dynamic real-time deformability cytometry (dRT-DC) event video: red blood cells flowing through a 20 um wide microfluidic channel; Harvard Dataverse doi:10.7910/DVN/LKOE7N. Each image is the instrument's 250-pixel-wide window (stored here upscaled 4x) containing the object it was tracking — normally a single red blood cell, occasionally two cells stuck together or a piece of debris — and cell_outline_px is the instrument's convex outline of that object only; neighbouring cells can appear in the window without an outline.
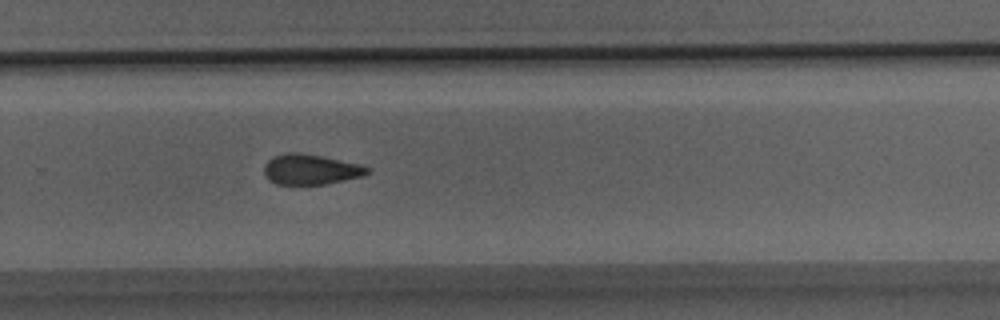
{"species": "Egyptian fruit bat (a non-hibernating species)", "species_latin": "Rousettus aegyptiacus", "temperature_condition": "room temperature", "stored_images_in_passage": 21, "camera_frame_rate_fps": 3000, "um_per_image_px": 0.085, "animal": {"sex": "male"}, "frame": {"image": 1, "passage_image": 21, "time_ms": 6.667, "image_size_px": [1000, 320], "cell_outline_px": [[372, 172], [364, 176], [324, 184], [276, 184], [268, 180], [264, 176], [264, 164], [272, 156], [288, 152], [300, 152], [360, 164], [368, 168]], "centroid_in_image_um": [26.38, 14.4], "position_along_channel_um": 303.4, "area_um2": 18.32}}